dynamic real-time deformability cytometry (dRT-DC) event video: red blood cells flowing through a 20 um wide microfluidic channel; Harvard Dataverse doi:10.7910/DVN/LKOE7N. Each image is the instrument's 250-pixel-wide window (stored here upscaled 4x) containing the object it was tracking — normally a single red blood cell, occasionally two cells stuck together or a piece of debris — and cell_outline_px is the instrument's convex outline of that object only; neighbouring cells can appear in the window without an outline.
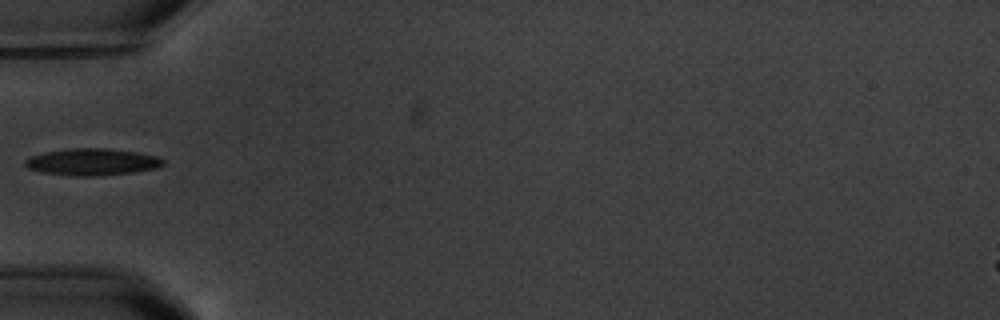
{"species": "common noctule bat (a hibernating species)", "species_latin": "Nyctalus noctula", "temperature_condition": "warm", "stored_images_in_passage": 11, "camera_frame_rate_fps": 3000, "um_per_image_px": 0.085, "animal": {"sex": "male", "body_mass_g": 20.1, "forearm_length_mm": 53.5}, "frame": {"image": 1, "passage_image": 1, "time_ms": 0.0, "image_size_px": [1000, 320], "cell_outline_px": [[164, 164], [156, 168], [132, 172], [92, 176], [76, 176], [40, 172], [28, 168], [24, 164], [24, 160], [28, 156], [44, 152], [72, 148], [108, 148], [136, 152], [160, 156], [164, 160]], "centroid_in_image_um": [7.81, 13.75], "position_along_channel_um": 77.2, "area_um2": 21.68}}
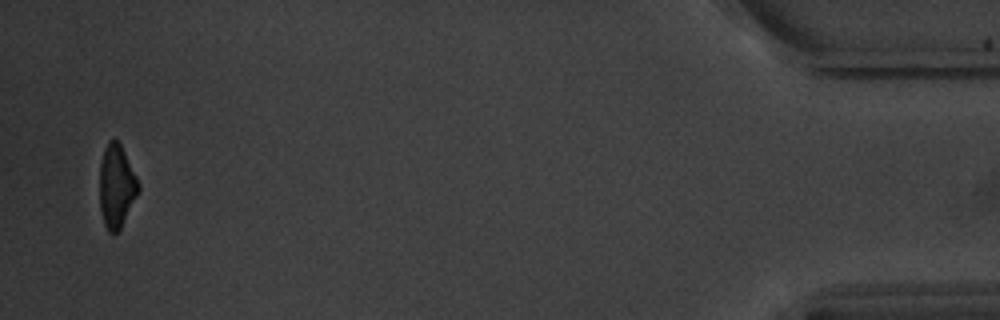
{"frame": {"image": 2, "passage_image": 11, "time_ms": 12.333, "image_size_px": [1000, 320], "cell_outline_px": [[140, 188], [120, 228], [116, 232], [108, 232], [104, 224], [100, 208], [100, 164], [104, 148], [108, 140], [116, 140], [120, 144], [140, 184]], "centroid_in_image_um": [9.88, 15.81], "position_along_channel_um": 425.3, "area_um2": 18.38}}